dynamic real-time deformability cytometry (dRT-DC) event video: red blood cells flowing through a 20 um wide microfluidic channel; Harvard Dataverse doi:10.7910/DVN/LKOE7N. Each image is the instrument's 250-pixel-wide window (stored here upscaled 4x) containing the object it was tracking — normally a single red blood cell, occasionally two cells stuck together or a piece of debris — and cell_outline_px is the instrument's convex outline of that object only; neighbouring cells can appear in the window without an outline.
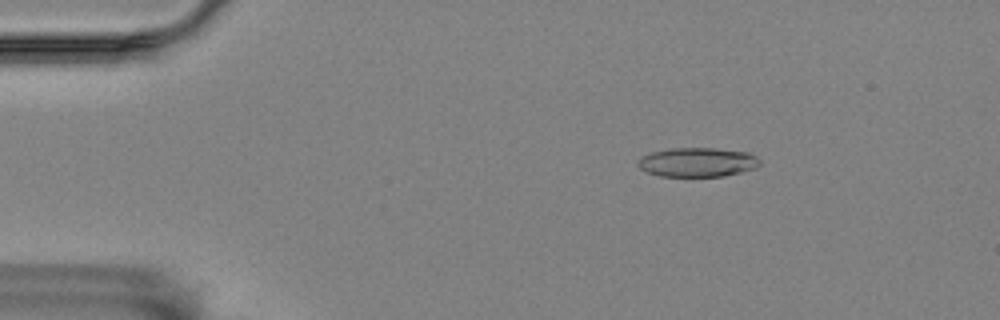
{"species": "Egyptian fruit bat (a non-hibernating species)", "species_latin": "Rousettus aegyptiacus", "temperature_condition": "room temperature", "stored_images_in_passage": 49, "camera_frame_rate_fps": 3000, "um_per_image_px": 0.085, "animal": {"sex": "female"}, "frame": {"image": 1, "passage_image": 1, "time_ms": 0.0, "image_size_px": [1000, 320], "cell_outline_px": [[760, 164], [756, 168], [724, 176], [660, 176], [648, 172], [640, 168], [636, 164], [640, 156], [652, 152], [672, 148], [712, 148], [748, 152], [756, 156], [760, 160]], "centroid_in_image_um": [59.28, 13.78], "position_along_channel_um": 25.7, "area_um2": 20.75}}
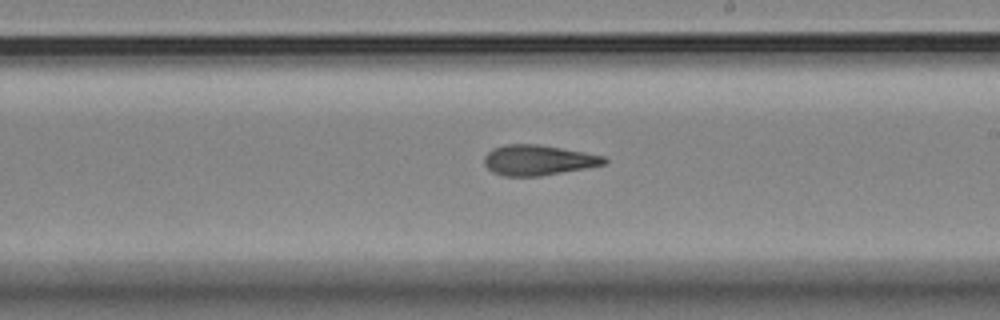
{"frame": {"image": 2, "passage_image": 25, "time_ms": 8.0, "image_size_px": [1000, 320], "cell_outline_px": [[608, 160], [604, 164], [584, 168], [540, 176], [504, 176], [492, 172], [484, 164], [484, 156], [492, 148], [504, 144], [536, 144], [584, 152], [604, 156]], "centroid_in_image_um": [45.69, 13.61], "position_along_channel_um": 243.3, "area_um2": 21.04}}
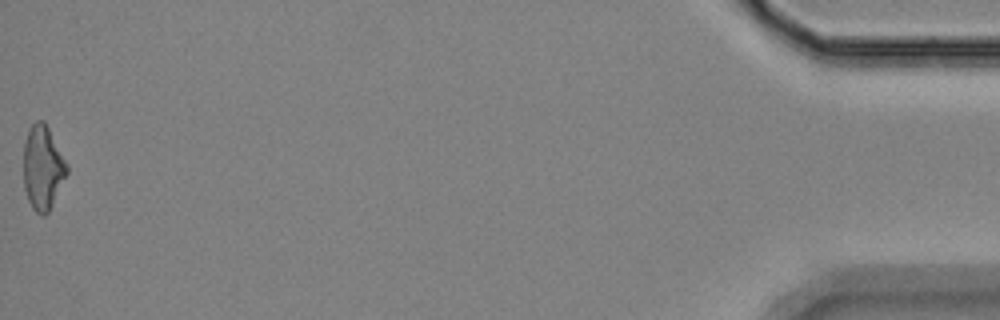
{"frame": {"image": 3, "passage_image": 49, "time_ms": 16.0, "image_size_px": [1000, 320], "cell_outline_px": [[68, 172], [48, 212], [44, 216], [40, 216], [32, 208], [28, 200], [24, 188], [24, 144], [28, 132], [32, 124], [36, 120], [44, 120], [68, 164]], "centroid_in_image_um": [3.63, 14.26], "position_along_channel_um": 431.6, "area_um2": 21.15}, "authors_computed_cell_mechanics": {"area_um2": 21.1548, "velocity_mm_per_s": 3.5251, "shape_relaxation_time_tau1_ms": 5.7658, "shape_relaxation_time_tau2_ms": 1.8553, "deformation_change_tau1": 0.1966, "deformation_change_tau2": 0.1109}}